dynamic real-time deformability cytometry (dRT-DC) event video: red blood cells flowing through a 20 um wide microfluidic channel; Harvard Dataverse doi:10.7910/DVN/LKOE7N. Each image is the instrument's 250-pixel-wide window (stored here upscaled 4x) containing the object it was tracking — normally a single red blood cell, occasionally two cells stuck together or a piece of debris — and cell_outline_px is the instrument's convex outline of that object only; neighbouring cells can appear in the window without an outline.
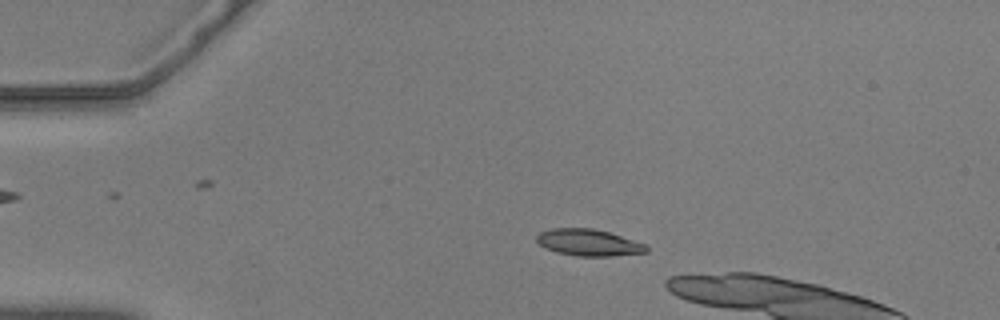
{"species": "common noctule bat (a hibernating species)", "species_latin": "Nyctalus noctula", "temperature_condition": "warm", "stored_images_in_passage": 15, "camera_frame_rate_fps": 3000, "um_per_image_px": 0.085, "animal": {"sex": "male", "body_mass_g": 20.5, "forearm_length_mm": 52.5}, "frame": {"image": 1, "passage_image": 9, "time_ms": 2.667, "image_size_px": [1000, 320], "cell_outline_px": [[648, 252], [608, 256], [576, 256], [556, 252], [544, 248], [536, 240], [536, 236], [540, 232], [552, 228], [592, 228], [608, 232], [644, 244], [648, 248]], "centroid_in_image_um": [49.98, 20.62], "position_along_channel_um": 35.0, "area_um2": 16.88}}